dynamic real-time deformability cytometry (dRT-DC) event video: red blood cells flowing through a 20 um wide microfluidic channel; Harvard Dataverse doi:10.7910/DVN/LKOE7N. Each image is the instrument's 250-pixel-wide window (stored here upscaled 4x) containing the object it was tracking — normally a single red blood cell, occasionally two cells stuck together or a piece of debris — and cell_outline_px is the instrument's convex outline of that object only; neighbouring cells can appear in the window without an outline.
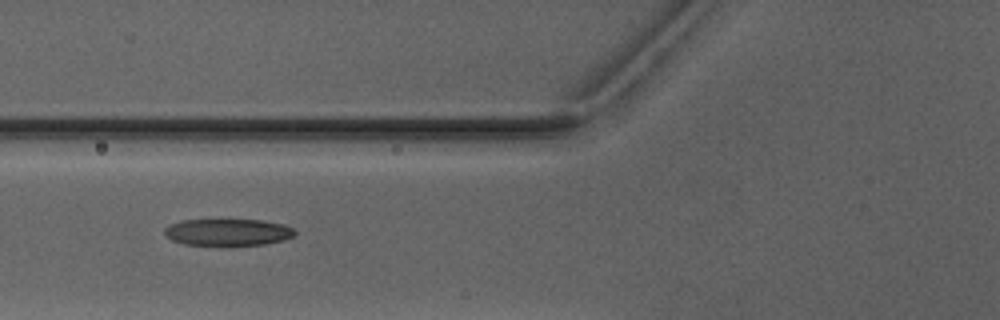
{"species": "Egyptian fruit bat (a non-hibernating species)", "species_latin": "Rousettus aegyptiacus", "temperature_condition": "warm", "stored_images_in_passage": 6, "camera_frame_rate_fps": 3000, "um_per_image_px": 0.085, "animal": {"sex": "male"}, "frame": {"image": 1, "passage_image": 6, "time_ms": 6.0, "image_size_px": [1000, 320], "cell_outline_px": [[296, 232], [292, 236], [284, 240], [264, 244], [220, 248], [184, 244], [172, 240], [164, 236], [164, 228], [168, 224], [184, 220], [260, 220], [284, 224], [292, 228]], "centroid_in_image_um": [19.31, 19.78], "position_along_channel_um": 106.5, "area_um2": 21.21}}